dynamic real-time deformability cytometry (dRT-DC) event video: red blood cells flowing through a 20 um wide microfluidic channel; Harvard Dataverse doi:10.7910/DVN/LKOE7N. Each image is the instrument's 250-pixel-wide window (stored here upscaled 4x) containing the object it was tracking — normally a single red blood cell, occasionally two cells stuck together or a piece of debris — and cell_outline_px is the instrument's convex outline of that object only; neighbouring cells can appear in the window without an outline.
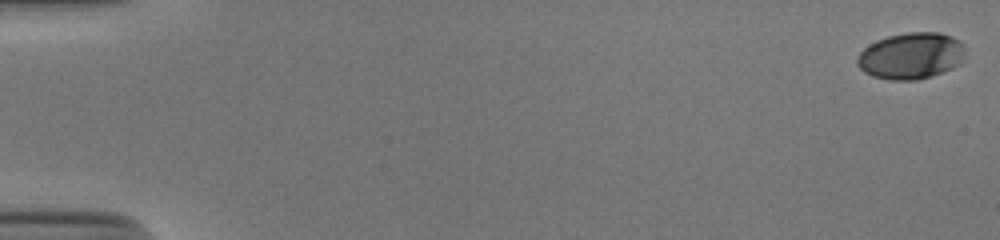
{"species": "human", "species_latin": "Homo sapiens", "temperature_condition": "cold", "stored_images_in_passage": 54, "camera_frame_rate_fps": 3000, "um_per_image_px": 0.085, "donor": {"sex": "male"}, "frame": {"image": 1, "passage_image": 1, "time_ms": 0.0, "image_size_px": [1000, 240], "cell_outline_px": [[964, 56], [960, 64], [952, 68], [916, 80], [888, 80], [872, 76], [864, 72], [856, 64], [856, 56], [864, 48], [876, 40], [888, 36], [908, 32], [940, 32], [952, 36], [960, 40], [964, 44]], "centroid_in_image_um": [77.42, 4.73], "position_along_channel_um": 7.6, "area_um2": 29.42}}
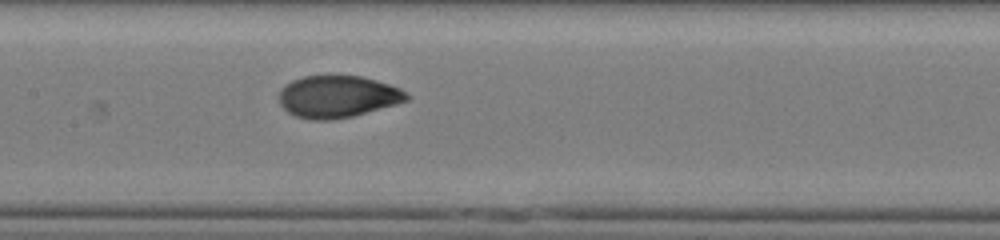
{"frame": {"image": 2, "passage_image": 28, "time_ms": 9.0, "image_size_px": [1000, 240], "cell_outline_px": [[412, 96], [408, 100], [396, 104], [352, 116], [332, 120], [312, 120], [296, 116], [288, 112], [280, 104], [280, 88], [292, 80], [304, 76], [328, 72], [360, 76], [376, 80], [400, 88]], "centroid_in_image_um": [28.69, 8.16], "position_along_channel_um": 178.7, "area_um2": 31.96}}
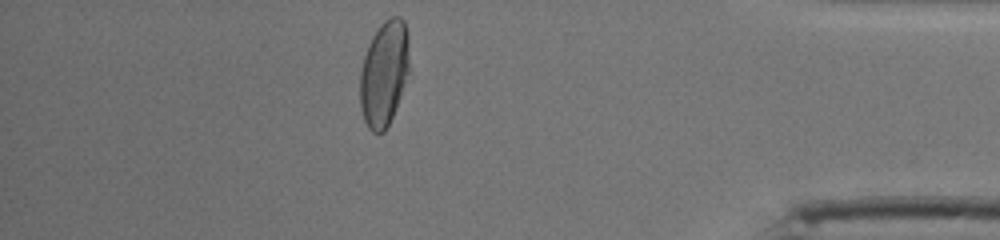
{"frame": {"image": 3, "passage_image": 48, "time_ms": 15.667, "image_size_px": [1000, 240], "cell_outline_px": [[408, 72], [400, 96], [392, 116], [384, 132], [372, 132], [368, 128], [364, 120], [360, 108], [360, 68], [368, 44], [372, 36], [380, 24], [384, 20], [392, 16], [400, 16], [404, 20], [408, 32]], "centroid_in_image_um": [32.63, 6.2], "position_along_channel_um": 402.6, "area_um2": 30.23}, "authors_computed_cell_mechanics": {"area_um2": 30.9808, "velocity_mm_per_s": 3.8812, "shape_relaxation_time_tau1_ms": 3.7689, "shape_relaxation_time_tau2_ms": 0.8409, "deformation_change_tau1": 0.1729, "deformation_change_tau2": 0.0321}}